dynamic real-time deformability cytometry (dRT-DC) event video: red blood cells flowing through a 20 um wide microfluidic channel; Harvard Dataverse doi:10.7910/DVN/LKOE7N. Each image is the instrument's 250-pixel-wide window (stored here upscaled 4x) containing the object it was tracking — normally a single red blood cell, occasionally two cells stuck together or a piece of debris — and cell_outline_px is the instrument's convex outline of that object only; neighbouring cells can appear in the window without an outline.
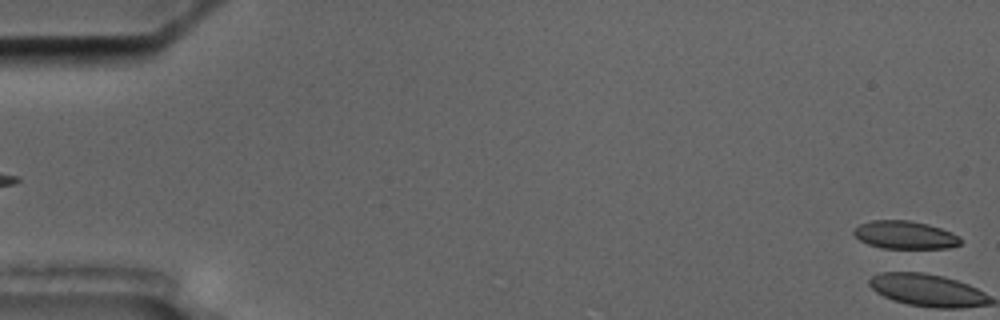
{"species": "common noctule bat (a hibernating species)", "species_latin": "Nyctalus noctula", "temperature_condition": "cold", "stored_images_in_passage": 6, "segment_of_instrument_passage": [2, 2], "camera_frame_rate_fps": 3000, "um_per_image_px": 0.085, "animal": {"sex": "male", "body_mass_g": 17.5, "forearm_length_mm": 52.3}, "frame": {"image": 1, "passage_image": 6, "time_ms": 6.667, "image_size_px": [1000, 320], "cell_outline_px": [[964, 240], [960, 244], [948, 248], [880, 248], [868, 244], [860, 240], [852, 232], [860, 224], [872, 220], [908, 220], [928, 224], [952, 232], [960, 236]], "centroid_in_image_um": [76.96, 19.97], "position_along_channel_um": 8.0, "area_um2": 17.46}}